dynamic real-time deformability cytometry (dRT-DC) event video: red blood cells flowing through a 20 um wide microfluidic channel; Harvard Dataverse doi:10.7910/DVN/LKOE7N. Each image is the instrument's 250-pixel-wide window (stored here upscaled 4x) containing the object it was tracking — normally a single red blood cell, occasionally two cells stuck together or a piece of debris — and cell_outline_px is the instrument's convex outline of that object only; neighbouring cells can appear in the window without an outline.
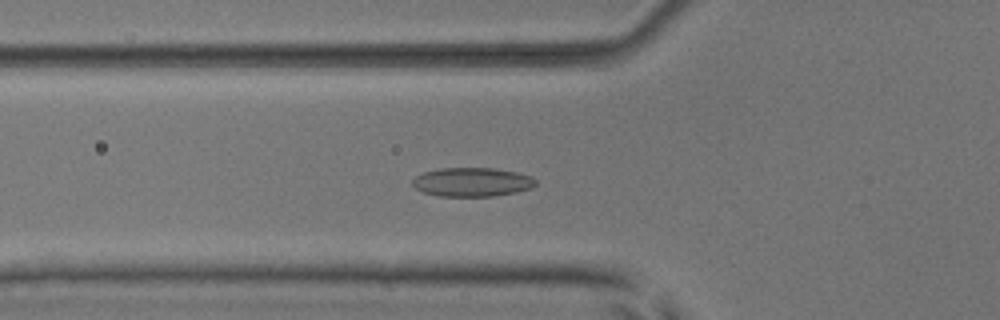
{"species": "common noctule bat (a hibernating species)", "species_latin": "Nyctalus noctula", "temperature_condition": "room temperature", "stored_images_in_passage": 55, "segment_of_instrument_passage": [1, 2], "camera_frame_rate_fps": 3000, "um_per_image_px": 0.085, "animal": {"sex": "male", "body_mass_g": 17.9, "forearm_length_mm": 54.2}, "frame": {"image": 1, "passage_image": 20, "time_ms": 6.333, "image_size_px": [1000, 320], "cell_outline_px": [[536, 184], [532, 188], [516, 192], [492, 196], [440, 196], [424, 192], [416, 188], [412, 184], [412, 180], [416, 176], [424, 172], [440, 168], [492, 168], [516, 172], [532, 176], [536, 180]], "centroid_in_image_um": [40.14, 15.47], "position_along_channel_um": 85.7, "area_um2": 20.69}}
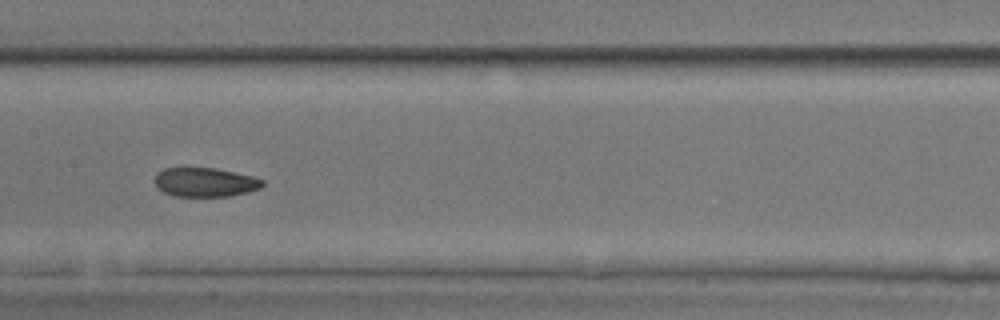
{"frame": {"image": 2, "passage_image": 28, "time_ms": 9.0, "image_size_px": [1000, 320], "cell_outline_px": [[264, 184], [260, 188], [248, 192], [232, 196], [172, 196], [156, 188], [152, 180], [156, 172], [164, 168], [216, 168], [252, 176], [264, 180]], "centroid_in_image_um": [17.38, 15.49], "position_along_channel_um": 190.0, "area_um2": 18.55}}
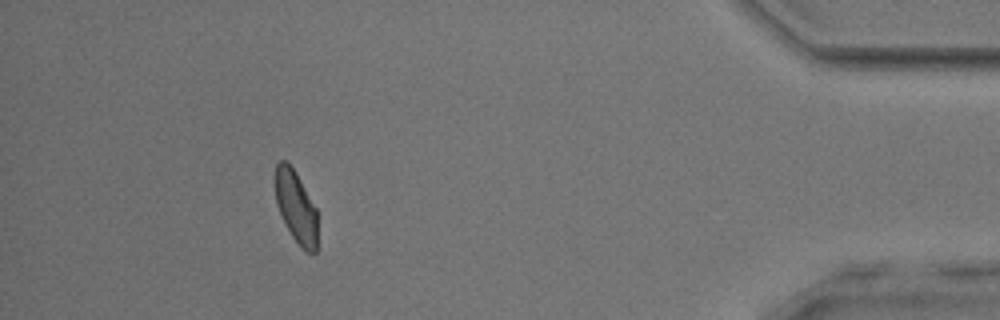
{"frame": {"image": 3, "passage_image": 49, "time_ms": 16.0, "image_size_px": [1000, 320], "cell_outline_px": [[316, 252], [308, 252], [300, 248], [292, 236], [276, 204], [276, 164], [280, 160], [288, 160], [296, 172], [316, 208]], "centroid_in_image_um": [25.16, 17.55], "position_along_channel_um": 410.0, "area_um2": 17.46}}